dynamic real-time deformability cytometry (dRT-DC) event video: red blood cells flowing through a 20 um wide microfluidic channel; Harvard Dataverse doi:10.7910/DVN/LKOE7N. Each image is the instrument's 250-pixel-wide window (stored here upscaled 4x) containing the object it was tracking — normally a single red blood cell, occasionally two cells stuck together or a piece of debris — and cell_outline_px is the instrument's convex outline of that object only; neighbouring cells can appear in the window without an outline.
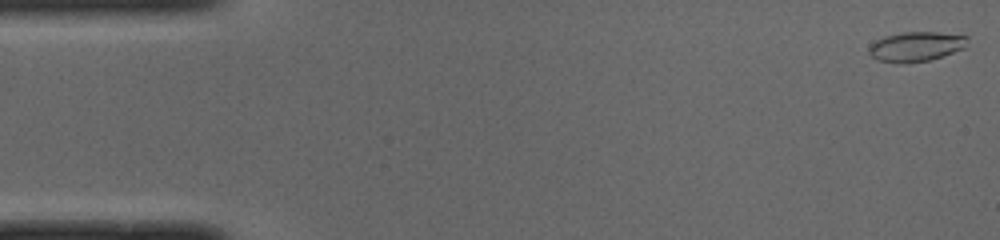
{"species": "common noctule bat (a hibernating species)", "species_latin": "Nyctalus noctula", "temperature_condition": "cold", "stored_images_in_passage": 50, "camera_frame_rate_fps": 3000, "um_per_image_px": 0.085, "animal": {"sex": "male", "body_mass_g": 19.0, "forearm_length_mm": 50.8}, "frame": {"image": 1, "passage_image": 1, "time_ms": 0.0, "image_size_px": [1000, 240], "cell_outline_px": [[968, 40], [964, 48], [928, 60], [904, 64], [900, 64], [876, 60], [868, 52], [868, 48], [876, 40], [884, 36], [900, 32], [940, 32], [968, 36]], "centroid_in_image_um": [77.82, 3.95], "position_along_channel_um": 7.2, "area_um2": 17.11}}
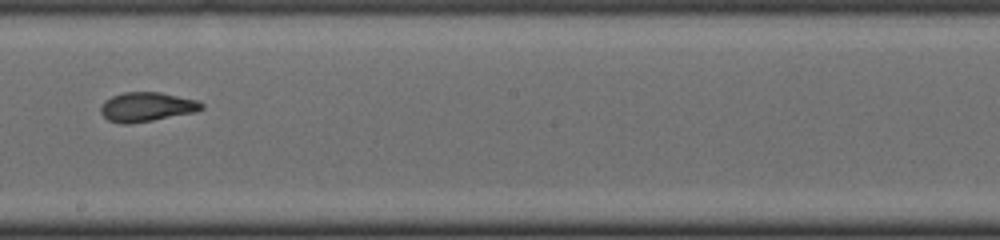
{"frame": {"image": 2, "passage_image": 28, "time_ms": 9.0, "image_size_px": [1000, 240], "cell_outline_px": [[204, 108], [196, 112], [152, 120], [128, 124], [120, 124], [108, 120], [100, 112], [100, 108], [104, 100], [112, 96], [124, 92], [160, 92], [196, 100], [204, 104]], "centroid_in_image_um": [12.46, 9.08], "position_along_channel_um": 235.7, "area_um2": 17.22}}
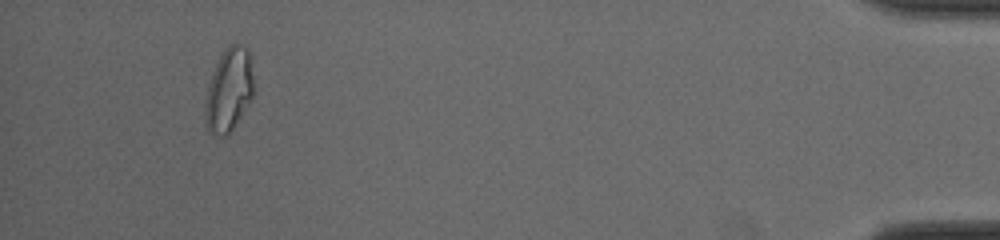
{"frame": {"image": 3, "passage_image": 47, "time_ms": 15.333, "image_size_px": [1000, 240], "cell_outline_px": [[252, 96], [228, 136], [212, 136], [208, 132], [208, 88], [212, 72], [220, 56], [232, 44], [240, 44], [248, 48], [252, 76]], "centroid_in_image_um": [19.48, 7.65], "position_along_channel_um": 415.7, "area_um2": 22.37}, "authors_computed_cell_mechanics": {"area_um2": 17.3978, "velocity_mm_per_s": 3.9835, "shape_relaxation_time_tau1_ms": 7.284, "shape_relaxation_time_tau2_ms": 1.3132, "deformation_change_tau1": 0.2325, "deformation_change_tau2": 0.0585}}